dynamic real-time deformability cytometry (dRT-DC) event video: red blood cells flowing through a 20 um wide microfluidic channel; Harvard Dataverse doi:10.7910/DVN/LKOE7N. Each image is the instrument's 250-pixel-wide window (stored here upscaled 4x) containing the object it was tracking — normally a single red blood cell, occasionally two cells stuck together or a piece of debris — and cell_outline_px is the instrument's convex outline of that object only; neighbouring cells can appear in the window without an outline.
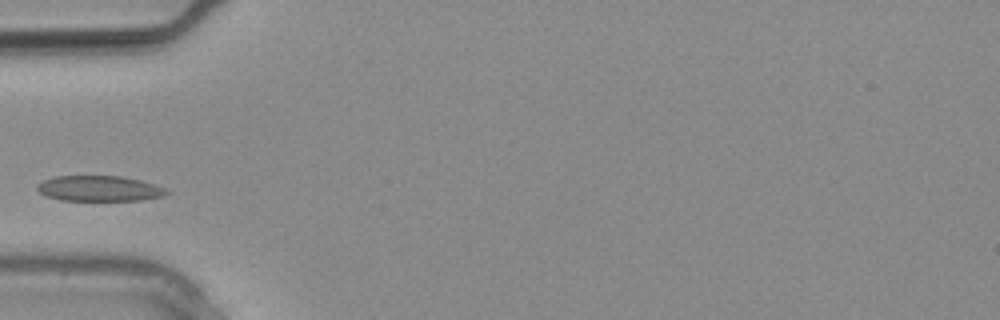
{"species": "common noctule bat (a hibernating species)", "species_latin": "Nyctalus noctula", "temperature_condition": "warm", "stored_images_in_passage": 7, "camera_frame_rate_fps": 3000, "um_per_image_px": 0.085, "animal": {"sex": "male", "body_mass_g": 20.4}, "frame": {"image": 1, "passage_image": 1, "time_ms": 0.0, "image_size_px": [1000, 320], "cell_outline_px": [[172, 192], [164, 196], [140, 200], [60, 200], [48, 196], [40, 192], [36, 188], [36, 184], [52, 176], [120, 176], [140, 180], [164, 188]], "centroid_in_image_um": [8.43, 16.02], "position_along_channel_um": 76.6, "area_um2": 19.13}}